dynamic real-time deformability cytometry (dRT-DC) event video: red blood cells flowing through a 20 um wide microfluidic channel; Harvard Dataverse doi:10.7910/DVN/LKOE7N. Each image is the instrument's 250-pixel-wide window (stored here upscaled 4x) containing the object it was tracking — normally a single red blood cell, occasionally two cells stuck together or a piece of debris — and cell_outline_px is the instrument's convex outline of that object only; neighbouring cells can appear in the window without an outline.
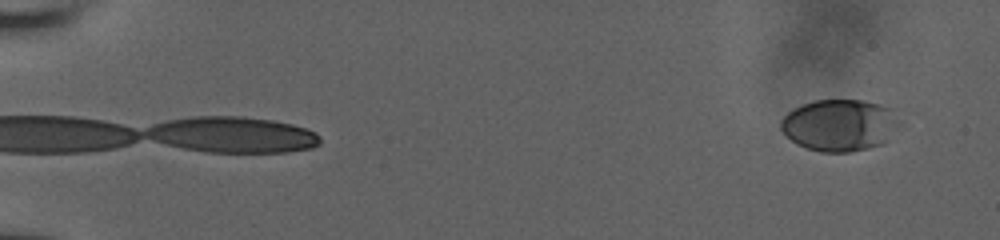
{"species": "human", "species_latin": "Homo sapiens", "temperature_condition": "room temperature", "stored_images_in_passage": 7, "segment_of_instrument_passage": [2, 2], "camera_frame_rate_fps": 3000, "um_per_image_px": 0.085, "donor": {"sex": "male"}, "frame": {"image": 1, "passage_image": 7, "time_ms": 6.0, "image_size_px": [1000, 240], "cell_outline_px": [[916, 112], [904, 128], [884, 144], [868, 148], [848, 152], [820, 152], [796, 144], [780, 128], [780, 120], [788, 112], [804, 104], [816, 100], [860, 100], [880, 104]], "centroid_in_image_um": [71.71, 10.61], "position_along_channel_um": 13.3, "area_um2": 38.09}}